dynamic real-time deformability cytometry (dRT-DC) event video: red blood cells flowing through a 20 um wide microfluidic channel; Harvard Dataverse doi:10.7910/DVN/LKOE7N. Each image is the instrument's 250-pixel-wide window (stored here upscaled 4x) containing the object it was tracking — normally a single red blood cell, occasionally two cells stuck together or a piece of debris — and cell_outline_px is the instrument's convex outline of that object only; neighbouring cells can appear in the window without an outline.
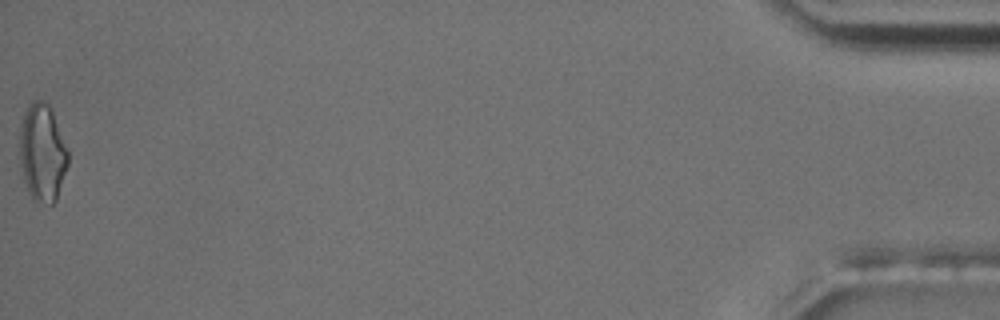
{"species": "common noctule bat (a hibernating species)", "species_latin": "Nyctalus noctula", "temperature_condition": "room temperature", "stored_images_in_passage": 55, "camera_frame_rate_fps": 3000, "um_per_image_px": 0.085, "animal": {"sex": "male", "body_mass_g": 17.5, "forearm_length_mm": 52.3}, "frame": {"image": 1, "passage_image": 55, "time_ms": 18.0, "image_size_px": [1000, 320], "cell_outline_px": [[68, 164], [56, 200], [52, 204], [32, 200], [28, 192], [24, 180], [16, 144], [20, 124], [24, 112], [28, 104], [32, 100], [44, 100], [52, 108], [68, 152]], "centroid_in_image_um": [3.55, 12.93], "position_along_channel_um": 431.7, "area_um2": 28.15}, "authors_computed_cell_mechanics": {"area_um2": 21.6172, "velocity_mm_per_s": 3.6971, "shape_relaxation_time_tau1_ms": null, "shape_relaxation_time_tau2_ms": 2.7582, "deformation_change_tau1": null, "deformation_change_tau2": 0.1197}}